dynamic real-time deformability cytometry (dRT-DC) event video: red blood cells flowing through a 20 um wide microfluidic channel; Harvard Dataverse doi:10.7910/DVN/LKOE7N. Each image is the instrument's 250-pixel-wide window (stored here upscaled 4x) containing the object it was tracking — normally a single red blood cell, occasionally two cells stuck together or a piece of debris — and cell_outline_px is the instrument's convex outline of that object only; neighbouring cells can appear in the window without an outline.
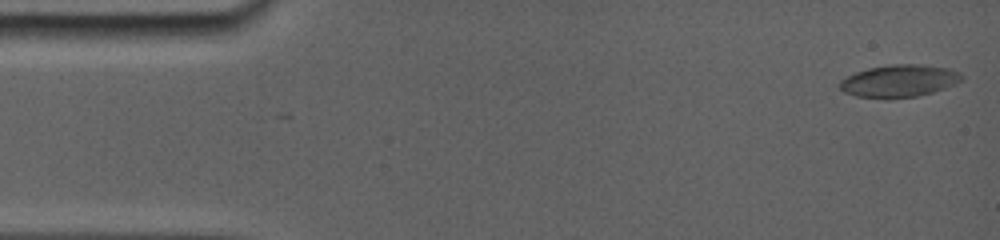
{"species": "common noctule bat (a hibernating species)", "species_latin": "Nyctalus noctula", "temperature_condition": "room temperature", "stored_images_in_passage": 57, "camera_frame_rate_fps": 5000, "um_per_image_px": 0.085, "animal": {"sex": "female", "body_mass_g": 19.0, "forearm_length_mm": 56.7}, "frame": {"image": 1, "passage_image": 1, "time_ms": 0.0, "image_size_px": [1000, 240], "cell_outline_px": [[964, 76], [960, 80], [944, 88], [932, 92], [916, 96], [856, 96], [844, 92], [836, 84], [840, 80], [856, 72], [868, 68], [892, 64], [924, 64], [948, 68], [960, 72]], "centroid_in_image_um": [76.42, 6.83], "position_along_channel_um": 8.6, "area_um2": 22.37}}
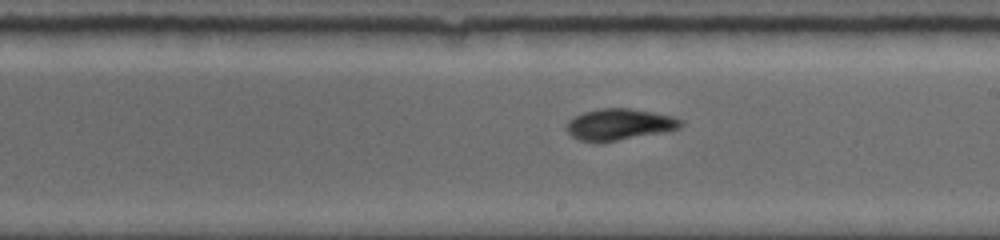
{"frame": {"image": 2, "passage_image": 32, "time_ms": 9.0, "image_size_px": [1000, 240], "cell_outline_px": [[684, 124], [680, 128], [664, 132], [616, 140], [580, 140], [572, 136], [568, 132], [568, 120], [584, 112], [600, 108], [628, 108], [652, 112], [672, 116], [684, 120]], "centroid_in_image_um": [52.71, 10.55], "position_along_channel_um": 236.3, "area_um2": 20.35}}
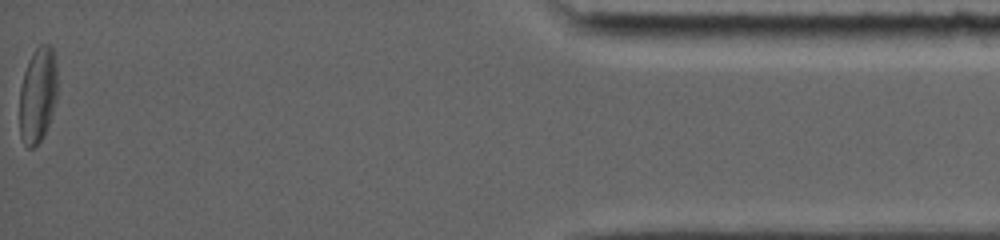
{"frame": {"image": 3, "passage_image": 57, "time_ms": 16.0, "image_size_px": [1000, 240], "cell_outline_px": [[56, 100], [48, 124], [40, 140], [32, 148], [28, 148], [24, 144], [20, 136], [20, 88], [24, 72], [28, 60], [32, 52], [40, 44], [48, 44], [52, 48], [56, 64]], "centroid_in_image_um": [3.19, 8.05], "position_along_channel_um": 432.0, "area_um2": 20.87}, "authors_computed_cell_mechanics": {"area_um2": 20.7502, "velocity_mm_per_s": 3.8321, "shape_relaxation_time_tau1_ms": 3.1815, "shape_relaxation_time_tau2_ms": 5.4662, "deformation_change_tau1": 0.134, "deformation_change_tau2": 0.117}}